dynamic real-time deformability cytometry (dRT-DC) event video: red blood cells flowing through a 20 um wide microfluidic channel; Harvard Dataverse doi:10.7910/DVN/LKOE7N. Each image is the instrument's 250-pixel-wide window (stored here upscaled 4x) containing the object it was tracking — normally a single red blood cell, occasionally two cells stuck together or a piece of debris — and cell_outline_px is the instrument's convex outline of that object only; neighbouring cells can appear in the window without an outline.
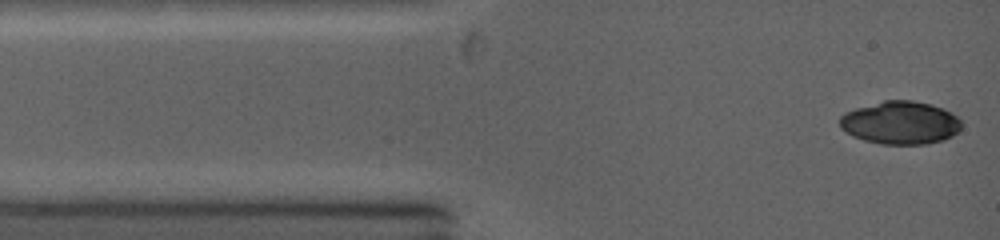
{"species": "common noctule bat (a hibernating species)", "species_latin": "Nyctalus noctula", "temperature_condition": "warm", "stored_images_in_passage": 11, "camera_frame_rate_fps": 5000, "um_per_image_px": 0.085, "animal": {"sex": "female", "body_mass_g": 19.0, "forearm_length_mm": 53.3}, "frame": {"image": 1, "passage_image": 1, "time_ms": 0.0, "image_size_px": [1000, 240], "cell_outline_px": [[960, 128], [952, 136], [944, 140], [928, 144], [880, 144], [864, 140], [852, 136], [840, 128], [840, 116], [844, 112], [856, 108], [884, 100], [912, 100], [932, 104], [944, 108], [952, 112], [960, 120]], "centroid_in_image_um": [76.53, 10.43], "position_along_channel_um": 8.5, "area_um2": 30.69}}